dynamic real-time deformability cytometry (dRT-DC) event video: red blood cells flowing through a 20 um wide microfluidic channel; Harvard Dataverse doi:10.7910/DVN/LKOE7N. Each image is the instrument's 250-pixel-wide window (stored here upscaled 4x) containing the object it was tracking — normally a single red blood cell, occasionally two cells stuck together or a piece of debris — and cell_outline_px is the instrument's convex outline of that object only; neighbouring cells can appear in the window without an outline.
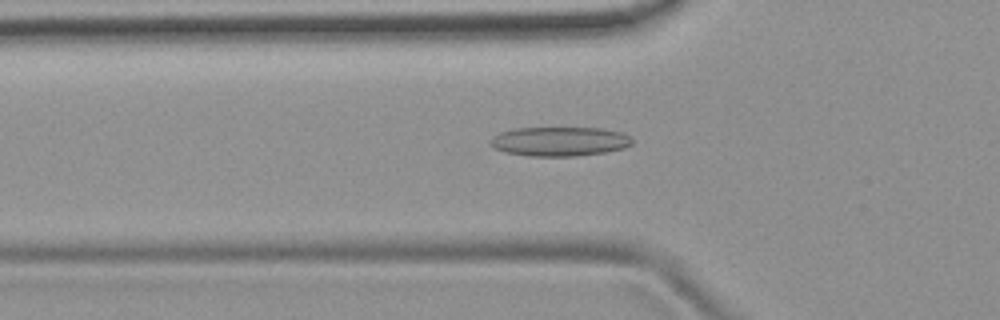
{"species": "common noctule bat (a hibernating species)", "species_latin": "Nyctalus noctula", "temperature_condition": "room temperature", "stored_images_in_passage": 48, "camera_frame_rate_fps": 3000, "um_per_image_px": 0.085, "animal": {"sex": "female", "body_mass_g": 19.9}, "frame": {"image": 1, "passage_image": 14, "time_ms": 4.333, "image_size_px": [1000, 320], "cell_outline_px": [[632, 144], [624, 148], [604, 152], [576, 156], [528, 156], [504, 152], [488, 144], [488, 140], [492, 136], [500, 132], [516, 128], [600, 128], [624, 132], [632, 140]], "centroid_in_image_um": [47.53, 12.02], "position_along_channel_um": 78.3, "area_um2": 24.33}}
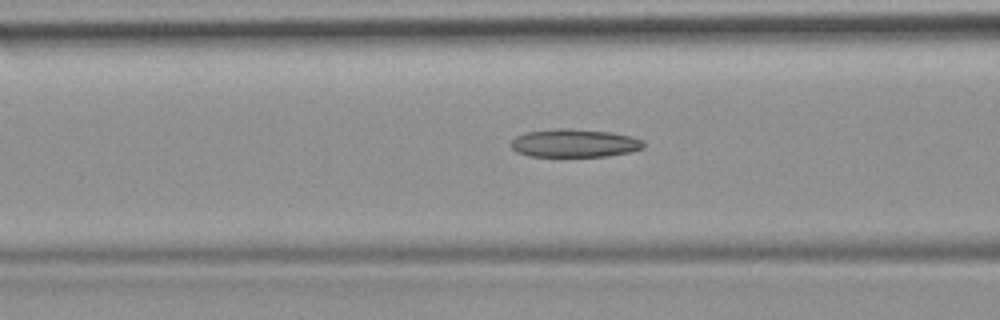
{"frame": {"image": 2, "passage_image": 17, "time_ms": 5.333, "image_size_px": [1000, 320], "cell_outline_px": [[644, 148], [628, 152], [604, 156], [528, 156], [516, 152], [512, 148], [512, 140], [516, 136], [524, 132], [556, 128], [572, 128], [612, 132], [632, 136], [644, 140]], "centroid_in_image_um": [48.82, 12.15], "position_along_channel_um": 117.8, "area_um2": 21.91}}
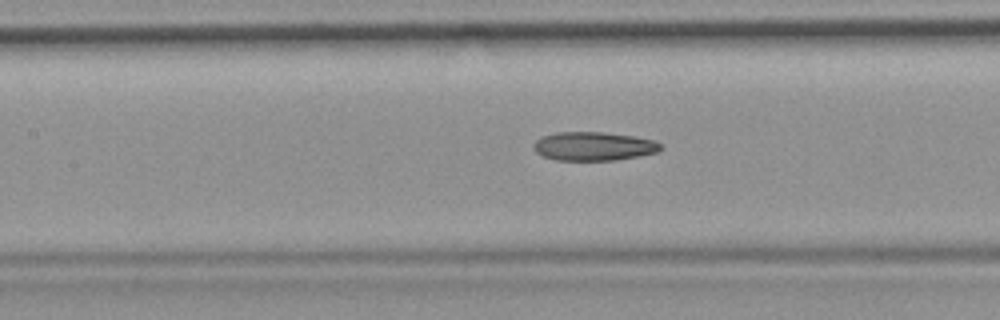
{"frame": {"image": 3, "passage_image": 20, "time_ms": 6.333, "image_size_px": [1000, 320], "cell_outline_px": [[664, 148], [656, 152], [640, 156], [616, 160], [556, 160], [544, 156], [536, 152], [532, 148], [532, 144], [540, 136], [556, 132], [604, 132], [636, 136], [656, 140]], "centroid_in_image_um": [50.46, 12.42], "position_along_channel_um": 156.9, "area_um2": 21.56}, "authors_computed_cell_mechanics": {"area_um2": 21.6461, "velocity_mm_per_s": 3.8986, "shape_relaxation_time_tau1_ms": null, "shape_relaxation_time_tau2_ms": 5.553, "deformation_change_tau1": null, "deformation_change_tau2": 0.1478}}